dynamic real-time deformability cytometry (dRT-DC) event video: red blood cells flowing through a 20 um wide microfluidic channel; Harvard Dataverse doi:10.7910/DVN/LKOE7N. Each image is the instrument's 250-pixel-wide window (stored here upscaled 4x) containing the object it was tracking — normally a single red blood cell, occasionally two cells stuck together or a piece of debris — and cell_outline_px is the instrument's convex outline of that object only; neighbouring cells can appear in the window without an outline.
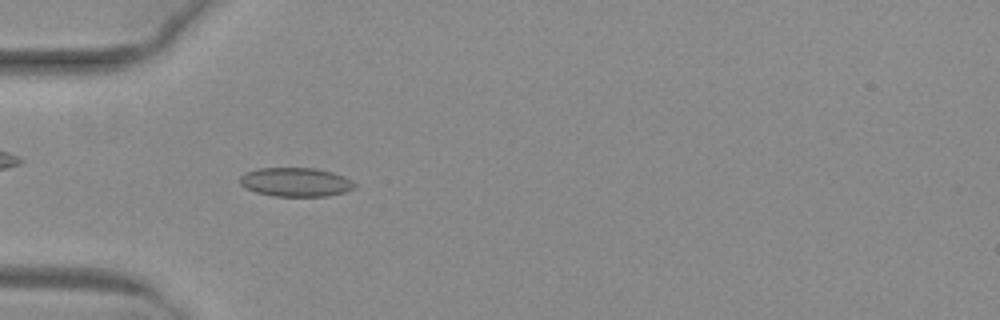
{"species": "common noctule bat (a hibernating species)", "species_latin": "Nyctalus noctula", "temperature_condition": "warm", "stored_images_in_passage": 51, "camera_frame_rate_fps": 3000, "um_per_image_px": 0.085, "animal": {"sex": "female", "body_mass_g": 29.2, "forearm_length_mm": 56.3}, "frame": {"image": 1, "passage_image": 16, "time_ms": 5.0, "image_size_px": [1000, 320], "cell_outline_px": [[356, 188], [344, 192], [328, 196], [272, 196], [256, 192], [240, 184], [240, 176], [244, 172], [260, 168], [316, 168], [332, 172], [344, 176], [352, 180], [356, 184]], "centroid_in_image_um": [25.16, 15.47], "position_along_channel_um": 59.8, "area_um2": 19.42}}
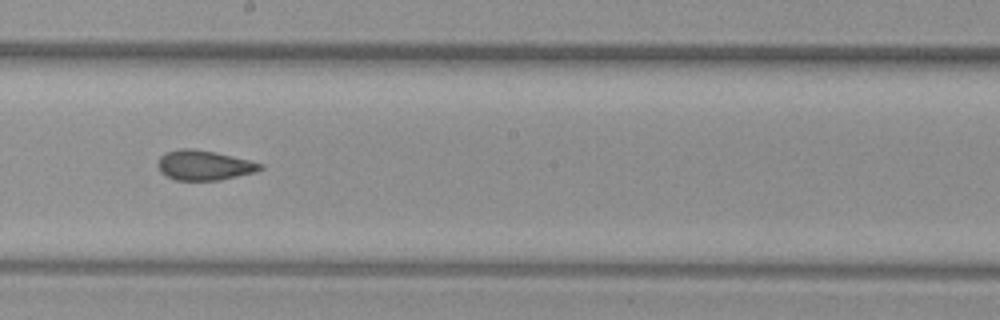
{"frame": {"image": 2, "passage_image": 29, "time_ms": 9.333, "image_size_px": [1000, 320], "cell_outline_px": [[264, 168], [256, 172], [220, 180], [176, 180], [160, 172], [156, 164], [160, 156], [164, 152], [180, 148], [192, 148], [216, 152], [264, 164]], "centroid_in_image_um": [17.33, 14.04], "position_along_channel_um": 230.9, "area_um2": 17.98}}
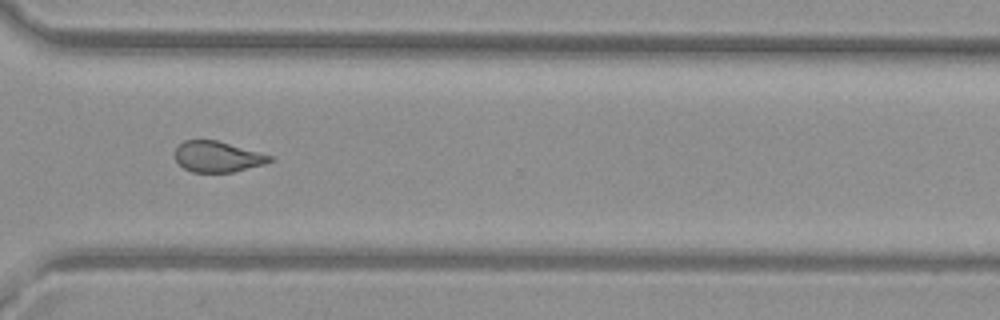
{"frame": {"image": 3, "passage_image": 38, "time_ms": 12.333, "image_size_px": [1000, 320], "cell_outline_px": [[276, 160], [264, 164], [232, 172], [192, 172], [184, 168], [176, 160], [176, 148], [184, 140], [216, 140], [260, 152], [272, 156]], "centroid_in_image_um": [18.52, 13.32], "position_along_channel_um": 352.1, "area_um2": 16.88}, "authors_computed_cell_mechanics": {"area_um2": 18.496, "velocity_mm_per_s": 4.0494, "shape_relaxation_time_tau1_ms": null, "shape_relaxation_time_tau2_ms": 1.7935, "deformation_change_tau1": null, "deformation_change_tau2": 0.0602}}